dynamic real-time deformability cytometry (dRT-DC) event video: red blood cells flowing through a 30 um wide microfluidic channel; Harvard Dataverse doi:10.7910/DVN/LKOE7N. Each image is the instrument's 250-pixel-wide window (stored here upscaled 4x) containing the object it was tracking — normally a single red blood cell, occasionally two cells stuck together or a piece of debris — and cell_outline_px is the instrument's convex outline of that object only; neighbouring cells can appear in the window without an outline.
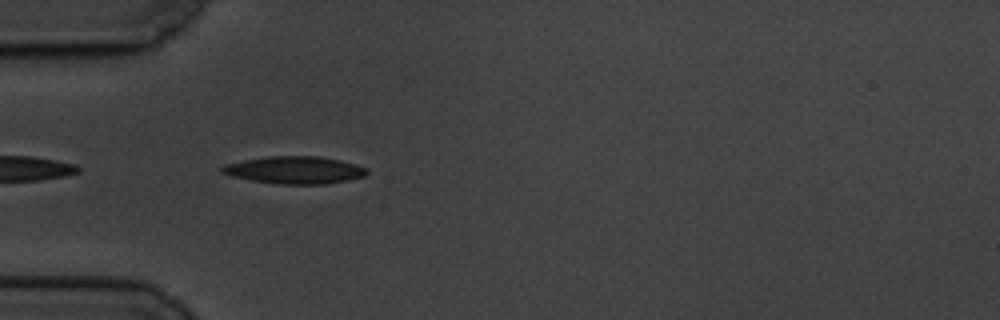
{"species": "common noctule bat (a hibernating species)", "species_latin": "Nyctalus noctula", "temperature_condition": "cold", "stored_images_in_passage": 27, "camera_frame_rate_fps": 3000, "um_per_image_px": 0.085, "animal": {"sex": "male", "body_mass_g": 19.5, "forearm_length_mm": 54.6}, "frame": {"image": 1, "passage_image": 2, "time_ms": 0.333, "image_size_px": [1000, 320], "cell_outline_px": [[368, 172], [364, 176], [348, 180], [324, 184], [280, 184], [252, 180], [232, 176], [220, 172], [220, 168], [224, 164], [244, 160], [268, 156], [320, 156], [340, 160], [356, 164], [368, 168]], "centroid_in_image_um": [25.06, 14.44], "position_along_channel_um": 59.9, "area_um2": 23.12}}
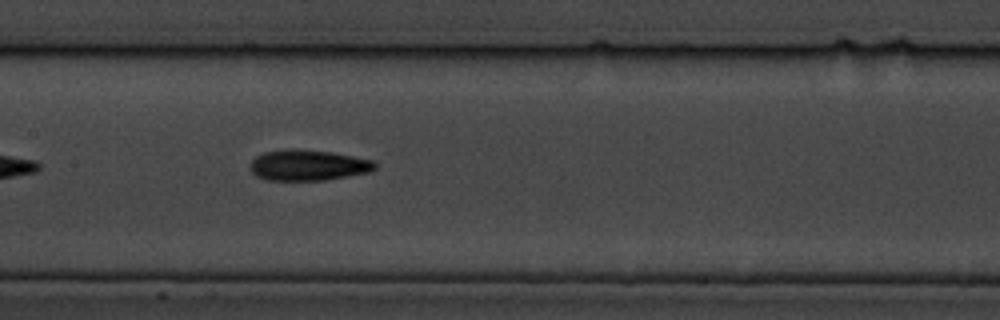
{"frame": {"image": 2, "passage_image": 13, "time_ms": 4.0, "image_size_px": [1000, 320], "cell_outline_px": [[376, 168], [368, 172], [348, 176], [324, 180], [264, 180], [256, 176], [248, 168], [252, 160], [256, 156], [264, 152], [288, 148], [296, 148], [332, 152], [372, 160], [376, 164]], "centroid_in_image_um": [26.13, 14.03], "position_along_channel_um": 181.3, "area_um2": 22.54}}
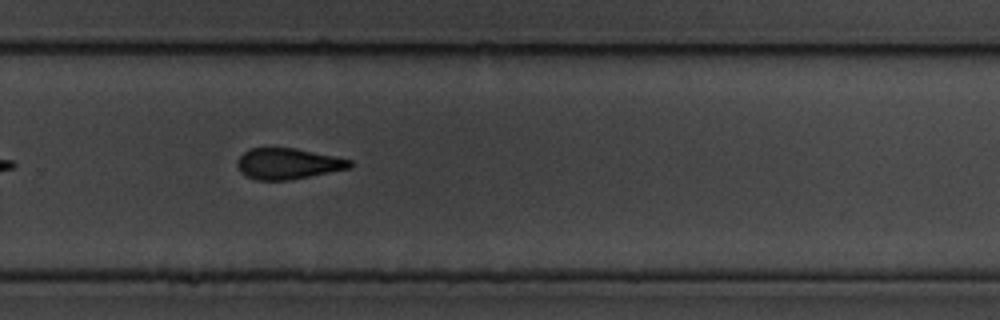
{"frame": {"image": 3, "passage_image": 24, "time_ms": 7.667, "image_size_px": [1000, 320], "cell_outline_px": [[352, 168], [292, 180], [256, 180], [244, 176], [240, 172], [236, 164], [236, 160], [244, 152], [252, 148], [296, 148], [336, 156], [352, 160]], "centroid_in_image_um": [24.48, 13.92], "position_along_channel_um": 305.3, "area_um2": 20.63}}